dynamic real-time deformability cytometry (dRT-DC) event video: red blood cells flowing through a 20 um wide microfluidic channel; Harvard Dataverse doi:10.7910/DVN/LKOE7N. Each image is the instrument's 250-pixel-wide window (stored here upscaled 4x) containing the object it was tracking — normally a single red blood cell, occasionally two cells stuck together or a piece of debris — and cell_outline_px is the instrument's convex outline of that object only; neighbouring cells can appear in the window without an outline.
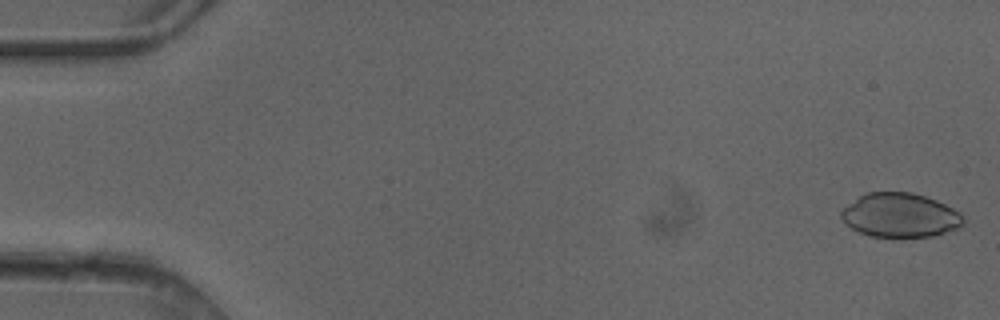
{"species": "common noctule bat (a hibernating species)", "species_latin": "Nyctalus noctula", "temperature_condition": "cold", "stored_images_in_passage": 5, "camera_frame_rate_fps": 3000, "um_per_image_px": 0.085, "animal": {"sex": "female"}, "frame": {"image": 1, "passage_image": 1, "time_ms": 0.0, "image_size_px": [1000, 320], "cell_outline_px": [[968, 220], [960, 228], [932, 236], [900, 240], [892, 240], [872, 236], [860, 232], [852, 228], [840, 216], [840, 212], [848, 204], [864, 192], [912, 192], [936, 200], [960, 212]], "centroid_in_image_um": [76.55, 18.34], "position_along_channel_um": 8.4, "area_um2": 32.31}}